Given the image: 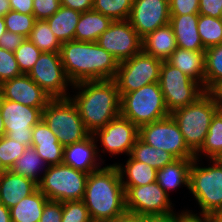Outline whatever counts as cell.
Returning a JSON list of instances; mask_svg holds the SVG:
<instances>
[{"mask_svg":"<svg viewBox=\"0 0 222 222\" xmlns=\"http://www.w3.org/2000/svg\"><path fill=\"white\" fill-rule=\"evenodd\" d=\"M59 53L72 85L82 81L115 79L118 61L96 42H64Z\"/></svg>","mask_w":222,"mask_h":222,"instance_id":"6da1fadb","label":"cell"},{"mask_svg":"<svg viewBox=\"0 0 222 222\" xmlns=\"http://www.w3.org/2000/svg\"><path fill=\"white\" fill-rule=\"evenodd\" d=\"M71 88L79 91L70 98L90 134L120 115L121 97L114 79L82 81L73 84Z\"/></svg>","mask_w":222,"mask_h":222,"instance_id":"7a4b0ae2","label":"cell"},{"mask_svg":"<svg viewBox=\"0 0 222 222\" xmlns=\"http://www.w3.org/2000/svg\"><path fill=\"white\" fill-rule=\"evenodd\" d=\"M82 201L91 219L110 221L127 211L125 189L116 164L88 175Z\"/></svg>","mask_w":222,"mask_h":222,"instance_id":"3957f363","label":"cell"},{"mask_svg":"<svg viewBox=\"0 0 222 222\" xmlns=\"http://www.w3.org/2000/svg\"><path fill=\"white\" fill-rule=\"evenodd\" d=\"M218 110L212 97L205 92L195 102L170 113L194 154L203 146L211 120Z\"/></svg>","mask_w":222,"mask_h":222,"instance_id":"277c9868","label":"cell"},{"mask_svg":"<svg viewBox=\"0 0 222 222\" xmlns=\"http://www.w3.org/2000/svg\"><path fill=\"white\" fill-rule=\"evenodd\" d=\"M120 97V114L138 128L170 116L159 82L124 93Z\"/></svg>","mask_w":222,"mask_h":222,"instance_id":"5b68a950","label":"cell"},{"mask_svg":"<svg viewBox=\"0 0 222 222\" xmlns=\"http://www.w3.org/2000/svg\"><path fill=\"white\" fill-rule=\"evenodd\" d=\"M42 120L63 147L83 141L90 135L70 97L51 99L42 110Z\"/></svg>","mask_w":222,"mask_h":222,"instance_id":"8992f818","label":"cell"},{"mask_svg":"<svg viewBox=\"0 0 222 222\" xmlns=\"http://www.w3.org/2000/svg\"><path fill=\"white\" fill-rule=\"evenodd\" d=\"M194 158L190 167L189 191L198 202L199 216L222 213V165L214 159L208 167H199Z\"/></svg>","mask_w":222,"mask_h":222,"instance_id":"52a82bcc","label":"cell"},{"mask_svg":"<svg viewBox=\"0 0 222 222\" xmlns=\"http://www.w3.org/2000/svg\"><path fill=\"white\" fill-rule=\"evenodd\" d=\"M88 175L64 163L48 166L43 176L40 175L38 189L48 200L80 201L84 197Z\"/></svg>","mask_w":222,"mask_h":222,"instance_id":"ba28073f","label":"cell"},{"mask_svg":"<svg viewBox=\"0 0 222 222\" xmlns=\"http://www.w3.org/2000/svg\"><path fill=\"white\" fill-rule=\"evenodd\" d=\"M159 84L169 113L190 105L206 92L200 83L167 61L161 65Z\"/></svg>","mask_w":222,"mask_h":222,"instance_id":"9c48e42d","label":"cell"},{"mask_svg":"<svg viewBox=\"0 0 222 222\" xmlns=\"http://www.w3.org/2000/svg\"><path fill=\"white\" fill-rule=\"evenodd\" d=\"M163 60L146 54L143 50L118 64L115 82L119 95L159 82Z\"/></svg>","mask_w":222,"mask_h":222,"instance_id":"30bf717a","label":"cell"},{"mask_svg":"<svg viewBox=\"0 0 222 222\" xmlns=\"http://www.w3.org/2000/svg\"><path fill=\"white\" fill-rule=\"evenodd\" d=\"M139 138L154 148L165 150L176 159L195 158V154L186 145L179 126L171 115L141 126Z\"/></svg>","mask_w":222,"mask_h":222,"instance_id":"8fae6325","label":"cell"},{"mask_svg":"<svg viewBox=\"0 0 222 222\" xmlns=\"http://www.w3.org/2000/svg\"><path fill=\"white\" fill-rule=\"evenodd\" d=\"M27 75L52 99L71 96L67 87L72 83L64 72L59 52H42Z\"/></svg>","mask_w":222,"mask_h":222,"instance_id":"7c38bea8","label":"cell"},{"mask_svg":"<svg viewBox=\"0 0 222 222\" xmlns=\"http://www.w3.org/2000/svg\"><path fill=\"white\" fill-rule=\"evenodd\" d=\"M0 111L5 123L6 136L31 146L33 127L42 119L39 108L3 99L0 96Z\"/></svg>","mask_w":222,"mask_h":222,"instance_id":"4fadbf2b","label":"cell"},{"mask_svg":"<svg viewBox=\"0 0 222 222\" xmlns=\"http://www.w3.org/2000/svg\"><path fill=\"white\" fill-rule=\"evenodd\" d=\"M124 189L128 212L142 216L175 213L170 197L156 181L143 186L124 187Z\"/></svg>","mask_w":222,"mask_h":222,"instance_id":"5bb4252c","label":"cell"},{"mask_svg":"<svg viewBox=\"0 0 222 222\" xmlns=\"http://www.w3.org/2000/svg\"><path fill=\"white\" fill-rule=\"evenodd\" d=\"M96 43L110 53L118 63L142 51V38L128 20L113 21Z\"/></svg>","mask_w":222,"mask_h":222,"instance_id":"9a60e30c","label":"cell"},{"mask_svg":"<svg viewBox=\"0 0 222 222\" xmlns=\"http://www.w3.org/2000/svg\"><path fill=\"white\" fill-rule=\"evenodd\" d=\"M93 135L97 141L100 140L104 154L109 152L114 156L125 153L129 156L139 138V128L120 114Z\"/></svg>","mask_w":222,"mask_h":222,"instance_id":"2e32d148","label":"cell"},{"mask_svg":"<svg viewBox=\"0 0 222 222\" xmlns=\"http://www.w3.org/2000/svg\"><path fill=\"white\" fill-rule=\"evenodd\" d=\"M128 21L143 39L170 23L169 0H134Z\"/></svg>","mask_w":222,"mask_h":222,"instance_id":"e0dca14e","label":"cell"},{"mask_svg":"<svg viewBox=\"0 0 222 222\" xmlns=\"http://www.w3.org/2000/svg\"><path fill=\"white\" fill-rule=\"evenodd\" d=\"M0 96L6 100L39 108L41 111L52 99L27 74H22L2 83L0 85Z\"/></svg>","mask_w":222,"mask_h":222,"instance_id":"ac0fdd59","label":"cell"},{"mask_svg":"<svg viewBox=\"0 0 222 222\" xmlns=\"http://www.w3.org/2000/svg\"><path fill=\"white\" fill-rule=\"evenodd\" d=\"M97 146V140L93 134L83 141L64 146L63 163L87 174L101 169L104 161ZM99 159L100 162H97Z\"/></svg>","mask_w":222,"mask_h":222,"instance_id":"d6986e66","label":"cell"},{"mask_svg":"<svg viewBox=\"0 0 222 222\" xmlns=\"http://www.w3.org/2000/svg\"><path fill=\"white\" fill-rule=\"evenodd\" d=\"M37 189L38 183L30 178L17 175L10 170L0 174V202L9 209Z\"/></svg>","mask_w":222,"mask_h":222,"instance_id":"ffe728a7","label":"cell"},{"mask_svg":"<svg viewBox=\"0 0 222 222\" xmlns=\"http://www.w3.org/2000/svg\"><path fill=\"white\" fill-rule=\"evenodd\" d=\"M199 14L170 15V25L174 31L177 47L186 50H206L198 33Z\"/></svg>","mask_w":222,"mask_h":222,"instance_id":"44dd1931","label":"cell"},{"mask_svg":"<svg viewBox=\"0 0 222 222\" xmlns=\"http://www.w3.org/2000/svg\"><path fill=\"white\" fill-rule=\"evenodd\" d=\"M166 61L204 88L205 50L192 51L177 47Z\"/></svg>","mask_w":222,"mask_h":222,"instance_id":"7402d4cb","label":"cell"},{"mask_svg":"<svg viewBox=\"0 0 222 222\" xmlns=\"http://www.w3.org/2000/svg\"><path fill=\"white\" fill-rule=\"evenodd\" d=\"M176 48V38L170 24L157 28L142 39V50L163 61H166Z\"/></svg>","mask_w":222,"mask_h":222,"instance_id":"603a6c76","label":"cell"},{"mask_svg":"<svg viewBox=\"0 0 222 222\" xmlns=\"http://www.w3.org/2000/svg\"><path fill=\"white\" fill-rule=\"evenodd\" d=\"M193 159H176L162 169L157 170L156 182L169 195L182 185L189 189L190 167Z\"/></svg>","mask_w":222,"mask_h":222,"instance_id":"cb8c5ba5","label":"cell"},{"mask_svg":"<svg viewBox=\"0 0 222 222\" xmlns=\"http://www.w3.org/2000/svg\"><path fill=\"white\" fill-rule=\"evenodd\" d=\"M112 22L109 17L94 10L83 12L76 26L74 40L96 42Z\"/></svg>","mask_w":222,"mask_h":222,"instance_id":"d4e9b609","label":"cell"},{"mask_svg":"<svg viewBox=\"0 0 222 222\" xmlns=\"http://www.w3.org/2000/svg\"><path fill=\"white\" fill-rule=\"evenodd\" d=\"M123 187L143 186L156 181L157 170L133 159L130 155L125 164H117Z\"/></svg>","mask_w":222,"mask_h":222,"instance_id":"484cf974","label":"cell"},{"mask_svg":"<svg viewBox=\"0 0 222 222\" xmlns=\"http://www.w3.org/2000/svg\"><path fill=\"white\" fill-rule=\"evenodd\" d=\"M81 12L62 6L45 20L50 30L61 43L74 40L76 26L78 24Z\"/></svg>","mask_w":222,"mask_h":222,"instance_id":"4316f807","label":"cell"},{"mask_svg":"<svg viewBox=\"0 0 222 222\" xmlns=\"http://www.w3.org/2000/svg\"><path fill=\"white\" fill-rule=\"evenodd\" d=\"M47 197L37 189L10 208L11 222H39Z\"/></svg>","mask_w":222,"mask_h":222,"instance_id":"83f0119b","label":"cell"},{"mask_svg":"<svg viewBox=\"0 0 222 222\" xmlns=\"http://www.w3.org/2000/svg\"><path fill=\"white\" fill-rule=\"evenodd\" d=\"M130 156L139 162L150 165L156 170L162 169L167 164L176 160L172 154L160 148H154L143 142L140 138L134 143Z\"/></svg>","mask_w":222,"mask_h":222,"instance_id":"f1b7e54d","label":"cell"},{"mask_svg":"<svg viewBox=\"0 0 222 222\" xmlns=\"http://www.w3.org/2000/svg\"><path fill=\"white\" fill-rule=\"evenodd\" d=\"M47 167L48 165L37 154L35 149L32 146H28L25 149L23 155L20 156L18 160L14 163L10 171L17 175L30 178L36 183H39L41 181V177H39V172L43 169L44 170L42 172H45L47 170Z\"/></svg>","mask_w":222,"mask_h":222,"instance_id":"f546056e","label":"cell"},{"mask_svg":"<svg viewBox=\"0 0 222 222\" xmlns=\"http://www.w3.org/2000/svg\"><path fill=\"white\" fill-rule=\"evenodd\" d=\"M222 151V110H218L211 120L208 133L201 149L195 154L200 159L202 153L210 159H214ZM200 153V154H199ZM200 155V156H199Z\"/></svg>","mask_w":222,"mask_h":222,"instance_id":"4dcf8cb0","label":"cell"},{"mask_svg":"<svg viewBox=\"0 0 222 222\" xmlns=\"http://www.w3.org/2000/svg\"><path fill=\"white\" fill-rule=\"evenodd\" d=\"M28 39L42 52H60L62 43L45 20L35 21Z\"/></svg>","mask_w":222,"mask_h":222,"instance_id":"1f68e13d","label":"cell"},{"mask_svg":"<svg viewBox=\"0 0 222 222\" xmlns=\"http://www.w3.org/2000/svg\"><path fill=\"white\" fill-rule=\"evenodd\" d=\"M222 80V44L205 50L204 90Z\"/></svg>","mask_w":222,"mask_h":222,"instance_id":"d6a6232c","label":"cell"},{"mask_svg":"<svg viewBox=\"0 0 222 222\" xmlns=\"http://www.w3.org/2000/svg\"><path fill=\"white\" fill-rule=\"evenodd\" d=\"M134 0H93L92 10L112 21L128 20Z\"/></svg>","mask_w":222,"mask_h":222,"instance_id":"836d02e7","label":"cell"},{"mask_svg":"<svg viewBox=\"0 0 222 222\" xmlns=\"http://www.w3.org/2000/svg\"><path fill=\"white\" fill-rule=\"evenodd\" d=\"M197 26L205 49L222 44V18L199 14Z\"/></svg>","mask_w":222,"mask_h":222,"instance_id":"e575fe53","label":"cell"},{"mask_svg":"<svg viewBox=\"0 0 222 222\" xmlns=\"http://www.w3.org/2000/svg\"><path fill=\"white\" fill-rule=\"evenodd\" d=\"M3 17L7 31L20 34L26 38L29 37L36 21L33 14H22L14 10H10Z\"/></svg>","mask_w":222,"mask_h":222,"instance_id":"d590c367","label":"cell"},{"mask_svg":"<svg viewBox=\"0 0 222 222\" xmlns=\"http://www.w3.org/2000/svg\"><path fill=\"white\" fill-rule=\"evenodd\" d=\"M42 51L28 38L14 51L15 59L22 74H28L39 59Z\"/></svg>","mask_w":222,"mask_h":222,"instance_id":"8d00e7d4","label":"cell"},{"mask_svg":"<svg viewBox=\"0 0 222 222\" xmlns=\"http://www.w3.org/2000/svg\"><path fill=\"white\" fill-rule=\"evenodd\" d=\"M27 145H23L6 135L0 138V160L6 170H10L20 156L23 155Z\"/></svg>","mask_w":222,"mask_h":222,"instance_id":"74e56055","label":"cell"},{"mask_svg":"<svg viewBox=\"0 0 222 222\" xmlns=\"http://www.w3.org/2000/svg\"><path fill=\"white\" fill-rule=\"evenodd\" d=\"M22 75L14 52L0 47V85L5 81Z\"/></svg>","mask_w":222,"mask_h":222,"instance_id":"f35d334b","label":"cell"},{"mask_svg":"<svg viewBox=\"0 0 222 222\" xmlns=\"http://www.w3.org/2000/svg\"><path fill=\"white\" fill-rule=\"evenodd\" d=\"M91 217L84 202L65 201L63 202V214L61 222H90Z\"/></svg>","mask_w":222,"mask_h":222,"instance_id":"ab89813d","label":"cell"},{"mask_svg":"<svg viewBox=\"0 0 222 222\" xmlns=\"http://www.w3.org/2000/svg\"><path fill=\"white\" fill-rule=\"evenodd\" d=\"M48 166L63 163V149L61 144L31 145Z\"/></svg>","mask_w":222,"mask_h":222,"instance_id":"60d3db41","label":"cell"},{"mask_svg":"<svg viewBox=\"0 0 222 222\" xmlns=\"http://www.w3.org/2000/svg\"><path fill=\"white\" fill-rule=\"evenodd\" d=\"M60 144L56 135L49 129L47 124L41 119L32 131L31 145Z\"/></svg>","mask_w":222,"mask_h":222,"instance_id":"b9f144b4","label":"cell"},{"mask_svg":"<svg viewBox=\"0 0 222 222\" xmlns=\"http://www.w3.org/2000/svg\"><path fill=\"white\" fill-rule=\"evenodd\" d=\"M60 7V0H33L32 14L36 20H47Z\"/></svg>","mask_w":222,"mask_h":222,"instance_id":"7bdbcfd3","label":"cell"},{"mask_svg":"<svg viewBox=\"0 0 222 222\" xmlns=\"http://www.w3.org/2000/svg\"><path fill=\"white\" fill-rule=\"evenodd\" d=\"M170 15L199 14V0H169Z\"/></svg>","mask_w":222,"mask_h":222,"instance_id":"ee69618b","label":"cell"},{"mask_svg":"<svg viewBox=\"0 0 222 222\" xmlns=\"http://www.w3.org/2000/svg\"><path fill=\"white\" fill-rule=\"evenodd\" d=\"M62 214L63 202L48 200L39 222H61Z\"/></svg>","mask_w":222,"mask_h":222,"instance_id":"f6af8a7d","label":"cell"},{"mask_svg":"<svg viewBox=\"0 0 222 222\" xmlns=\"http://www.w3.org/2000/svg\"><path fill=\"white\" fill-rule=\"evenodd\" d=\"M222 0H199V14L221 18Z\"/></svg>","mask_w":222,"mask_h":222,"instance_id":"bcb514c9","label":"cell"},{"mask_svg":"<svg viewBox=\"0 0 222 222\" xmlns=\"http://www.w3.org/2000/svg\"><path fill=\"white\" fill-rule=\"evenodd\" d=\"M26 37L13 33L10 31H6L1 37H0V47L14 52L24 41Z\"/></svg>","mask_w":222,"mask_h":222,"instance_id":"7dc6e473","label":"cell"},{"mask_svg":"<svg viewBox=\"0 0 222 222\" xmlns=\"http://www.w3.org/2000/svg\"><path fill=\"white\" fill-rule=\"evenodd\" d=\"M60 4L83 13L92 10L93 0H60Z\"/></svg>","mask_w":222,"mask_h":222,"instance_id":"c3c4849f","label":"cell"},{"mask_svg":"<svg viewBox=\"0 0 222 222\" xmlns=\"http://www.w3.org/2000/svg\"><path fill=\"white\" fill-rule=\"evenodd\" d=\"M11 10L22 14L33 13V0H9Z\"/></svg>","mask_w":222,"mask_h":222,"instance_id":"681fc988","label":"cell"},{"mask_svg":"<svg viewBox=\"0 0 222 222\" xmlns=\"http://www.w3.org/2000/svg\"><path fill=\"white\" fill-rule=\"evenodd\" d=\"M185 211L181 213H171L166 215H153V216H143V222H179L180 216Z\"/></svg>","mask_w":222,"mask_h":222,"instance_id":"f907efd6","label":"cell"},{"mask_svg":"<svg viewBox=\"0 0 222 222\" xmlns=\"http://www.w3.org/2000/svg\"><path fill=\"white\" fill-rule=\"evenodd\" d=\"M207 93L212 97L213 101L222 110V80L215 83Z\"/></svg>","mask_w":222,"mask_h":222,"instance_id":"816d5d0a","label":"cell"},{"mask_svg":"<svg viewBox=\"0 0 222 222\" xmlns=\"http://www.w3.org/2000/svg\"><path fill=\"white\" fill-rule=\"evenodd\" d=\"M110 222H143V216L126 211L122 215L110 220Z\"/></svg>","mask_w":222,"mask_h":222,"instance_id":"f5cc1de1","label":"cell"},{"mask_svg":"<svg viewBox=\"0 0 222 222\" xmlns=\"http://www.w3.org/2000/svg\"><path fill=\"white\" fill-rule=\"evenodd\" d=\"M179 222H206V220L202 216H198L186 209L180 216Z\"/></svg>","mask_w":222,"mask_h":222,"instance_id":"db71d44e","label":"cell"},{"mask_svg":"<svg viewBox=\"0 0 222 222\" xmlns=\"http://www.w3.org/2000/svg\"><path fill=\"white\" fill-rule=\"evenodd\" d=\"M0 222H11L10 209L0 202Z\"/></svg>","mask_w":222,"mask_h":222,"instance_id":"11a10c76","label":"cell"},{"mask_svg":"<svg viewBox=\"0 0 222 222\" xmlns=\"http://www.w3.org/2000/svg\"><path fill=\"white\" fill-rule=\"evenodd\" d=\"M206 222H222V213H213L202 216Z\"/></svg>","mask_w":222,"mask_h":222,"instance_id":"9f6ffc18","label":"cell"},{"mask_svg":"<svg viewBox=\"0 0 222 222\" xmlns=\"http://www.w3.org/2000/svg\"><path fill=\"white\" fill-rule=\"evenodd\" d=\"M11 10L9 0H0V16L3 17Z\"/></svg>","mask_w":222,"mask_h":222,"instance_id":"6f0895ef","label":"cell"},{"mask_svg":"<svg viewBox=\"0 0 222 222\" xmlns=\"http://www.w3.org/2000/svg\"><path fill=\"white\" fill-rule=\"evenodd\" d=\"M6 135L5 131V123L2 119L1 111H0V138Z\"/></svg>","mask_w":222,"mask_h":222,"instance_id":"680465c9","label":"cell"},{"mask_svg":"<svg viewBox=\"0 0 222 222\" xmlns=\"http://www.w3.org/2000/svg\"><path fill=\"white\" fill-rule=\"evenodd\" d=\"M5 20L4 17L0 16V37L6 32Z\"/></svg>","mask_w":222,"mask_h":222,"instance_id":"91938a15","label":"cell"},{"mask_svg":"<svg viewBox=\"0 0 222 222\" xmlns=\"http://www.w3.org/2000/svg\"><path fill=\"white\" fill-rule=\"evenodd\" d=\"M214 160H215L217 163H219V164L222 165V151L217 154V156L214 158Z\"/></svg>","mask_w":222,"mask_h":222,"instance_id":"94428289","label":"cell"},{"mask_svg":"<svg viewBox=\"0 0 222 222\" xmlns=\"http://www.w3.org/2000/svg\"><path fill=\"white\" fill-rule=\"evenodd\" d=\"M90 222H110L108 220H96V219H91Z\"/></svg>","mask_w":222,"mask_h":222,"instance_id":"6125c7cd","label":"cell"},{"mask_svg":"<svg viewBox=\"0 0 222 222\" xmlns=\"http://www.w3.org/2000/svg\"><path fill=\"white\" fill-rule=\"evenodd\" d=\"M6 169L2 166V164H1V160H0V174L2 173V172H4Z\"/></svg>","mask_w":222,"mask_h":222,"instance_id":"be15d7a7","label":"cell"}]
</instances>
